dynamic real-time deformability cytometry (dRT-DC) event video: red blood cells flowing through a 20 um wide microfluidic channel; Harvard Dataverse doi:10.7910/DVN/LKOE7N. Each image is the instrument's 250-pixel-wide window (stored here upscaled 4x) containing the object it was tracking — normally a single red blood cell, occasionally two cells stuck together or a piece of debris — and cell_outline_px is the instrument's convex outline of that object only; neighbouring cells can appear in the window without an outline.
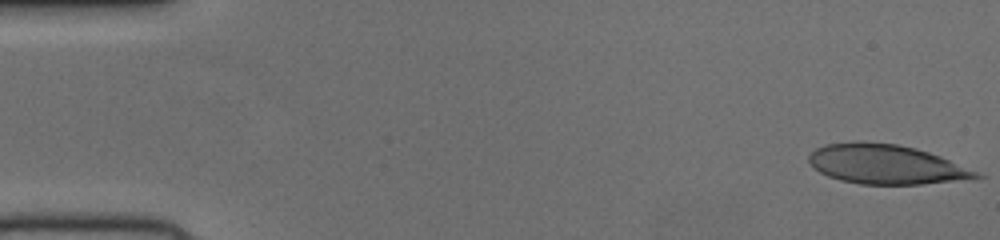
{"species": "human", "species_latin": "Homo sapiens", "temperature_condition": "cold", "stored_images_in_passage": 51, "camera_frame_rate_fps": 3000, "um_per_image_px": 0.085, "donor": {"sex": "female"}, "frame": {"image": 1, "passage_image": 1, "time_ms": 0.0, "image_size_px": [1000, 240], "cell_outline_px": [[984, 176], [920, 184], [860, 184], [840, 180], [828, 176], [820, 172], [808, 160], [808, 156], [816, 148], [824, 144], [852, 140], [864, 140], [896, 144], [916, 148], [940, 156], [976, 172]], "centroid_in_image_um": [75.19, 13.93], "position_along_channel_um": 9.8, "area_um2": 38.09}}
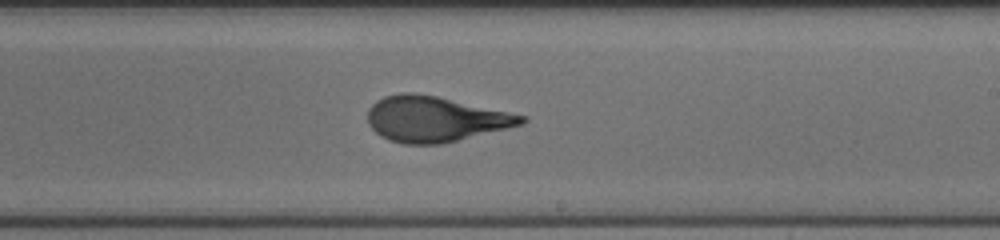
{"frame": {"image": 2, "passage_image": 30, "time_ms": 9.667, "image_size_px": [1000, 240], "cell_outline_px": [[528, 120], [524, 124], [440, 144], [404, 144], [388, 140], [380, 136], [368, 124], [368, 108], [376, 100], [384, 96], [400, 92], [412, 92], [436, 96], [528, 116]], "centroid_in_image_um": [36.96, 10.11], "position_along_channel_um": 252.0, "area_um2": 40.69}}
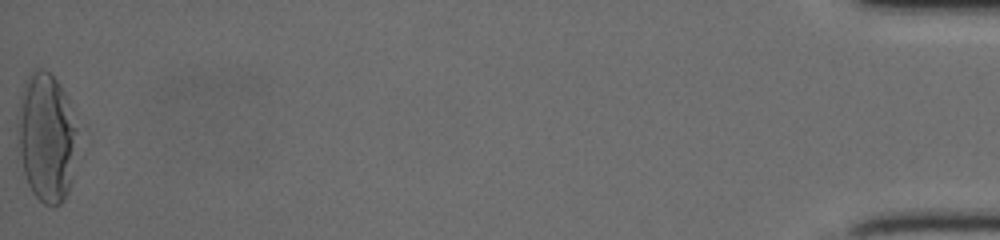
{"frame": {"image": 3, "passage_image": 51, "time_ms": 16.667, "image_size_px": [1000, 240], "cell_outline_px": [[76, 128], [72, 180], [68, 192], [64, 200], [56, 208], [44, 204], [32, 192], [28, 184], [24, 172], [20, 152], [16, 128], [20, 96], [24, 84], [32, 68], [44, 68], [60, 84], [68, 100]], "centroid_in_image_um": [3.93, 11.67], "position_along_channel_um": 431.3, "area_um2": 44.8}}